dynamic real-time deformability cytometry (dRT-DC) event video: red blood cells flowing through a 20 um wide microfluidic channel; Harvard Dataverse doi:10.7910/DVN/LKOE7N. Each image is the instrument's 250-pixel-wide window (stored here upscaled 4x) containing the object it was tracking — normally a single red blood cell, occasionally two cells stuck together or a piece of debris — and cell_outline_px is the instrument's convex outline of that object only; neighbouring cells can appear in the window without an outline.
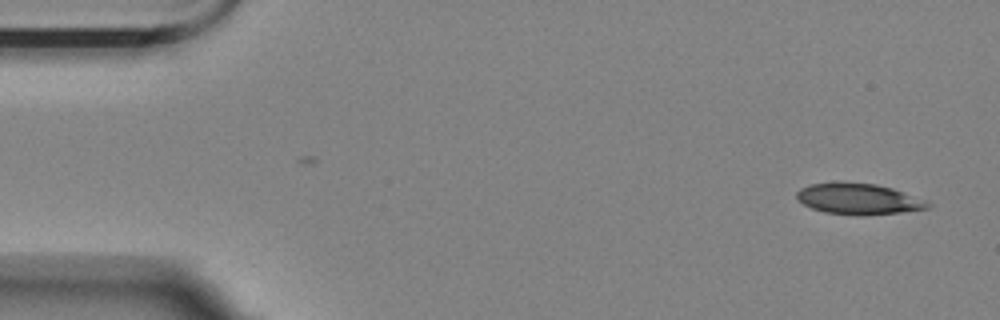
{"species": "Egyptian fruit bat (a non-hibernating species)", "species_latin": "Rousettus aegyptiacus", "temperature_condition": "room temperature", "stored_images_in_passage": 2, "camera_frame_rate_fps": 3000, "um_per_image_px": 0.085, "animal": {"sex": "female"}, "frame": {"image": 1, "passage_image": 2, "time_ms": 1.0, "image_size_px": [1000, 320], "cell_outline_px": [[932, 204], [928, 208], [900, 212], [860, 216], [824, 212], [812, 208], [804, 204], [796, 196], [796, 192], [800, 188], [812, 184], [876, 184], [892, 188], [928, 200]], "centroid_in_image_um": [73.03, 16.94], "position_along_channel_um": 12.0, "area_um2": 23.12}}